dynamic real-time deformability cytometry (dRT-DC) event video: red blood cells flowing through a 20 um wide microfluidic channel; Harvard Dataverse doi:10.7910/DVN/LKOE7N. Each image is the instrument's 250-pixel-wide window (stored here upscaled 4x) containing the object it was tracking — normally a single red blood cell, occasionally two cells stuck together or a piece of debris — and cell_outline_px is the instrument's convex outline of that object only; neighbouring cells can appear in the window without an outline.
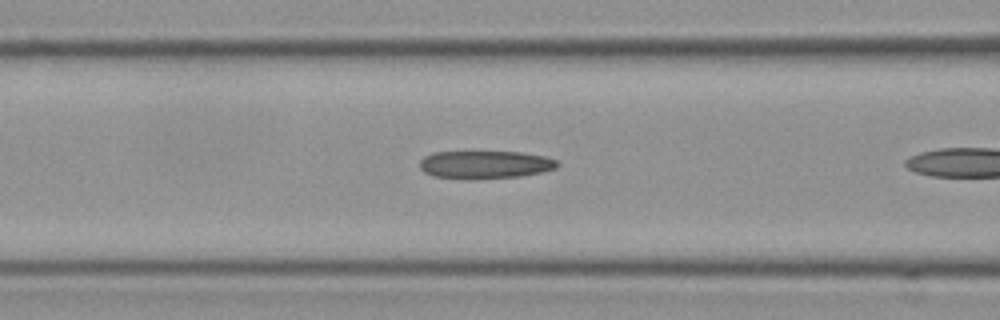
{"species": "Egyptian fruit bat (a non-hibernating species)", "species_latin": "Rousettus aegyptiacus", "temperature_condition": "cold", "stored_images_in_passage": 30, "camera_frame_rate_fps": 3000, "um_per_image_px": 0.085, "frame": {"image": 1, "passage_image": 8, "time_ms": 2.333, "image_size_px": [1000, 320], "cell_outline_px": [[560, 164], [556, 168], [540, 172], [520, 176], [472, 180], [464, 180], [432, 176], [424, 172], [420, 168], [420, 160], [424, 156], [432, 152], [520, 152], [544, 156], [556, 160]], "centroid_in_image_um": [41.18, 14.01], "position_along_channel_um": 125.4, "area_um2": 22.66}}
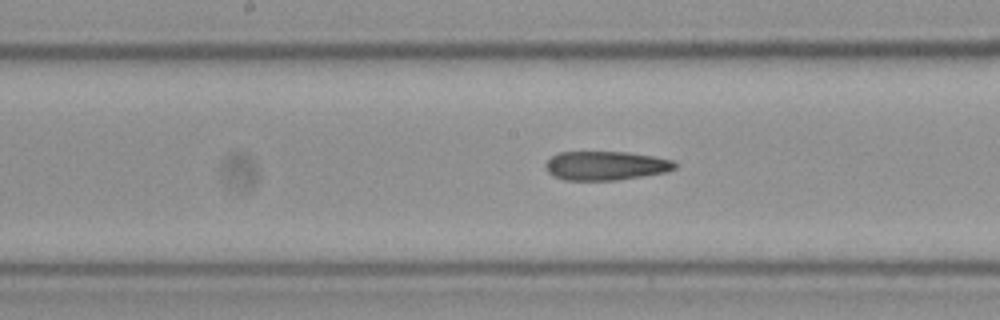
{"frame": {"image": 2, "passage_image": 14, "time_ms": 4.333, "image_size_px": [1000, 320], "cell_outline_px": [[676, 168], [664, 172], [616, 180], [564, 180], [552, 176], [548, 172], [544, 164], [556, 152], [624, 152], [652, 156], [672, 160], [676, 164]], "centroid_in_image_um": [51.42, 14.08], "position_along_channel_um": 196.8, "area_um2": 21.68}}
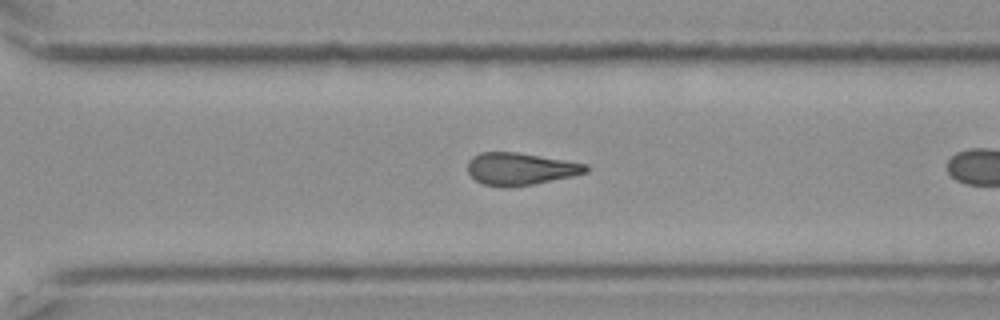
{"frame": {"image": 3, "passage_image": 25, "time_ms": 8.0, "image_size_px": [1000, 320], "cell_outline_px": [[588, 172], [572, 176], [532, 184], [484, 184], [476, 180], [468, 172], [468, 160], [472, 156], [480, 152], [516, 152], [588, 164]], "centroid_in_image_um": [44.24, 14.3], "position_along_channel_um": 326.4, "area_um2": 21.44}}